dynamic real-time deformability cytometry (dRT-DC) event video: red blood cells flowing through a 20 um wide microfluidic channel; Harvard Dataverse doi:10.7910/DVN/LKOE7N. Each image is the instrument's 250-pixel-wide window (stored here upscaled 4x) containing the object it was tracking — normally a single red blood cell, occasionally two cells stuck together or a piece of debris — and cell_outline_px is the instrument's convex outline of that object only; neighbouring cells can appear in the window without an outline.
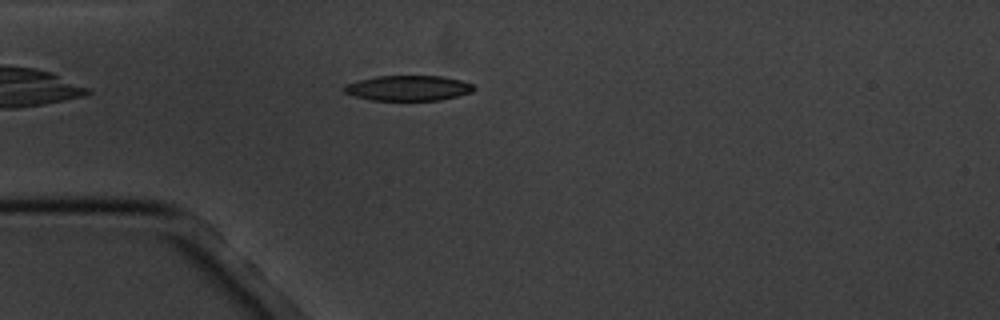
{"species": "common noctule bat (a hibernating species)", "species_latin": "Nyctalus noctula", "temperature_condition": "cold", "stored_images_in_passage": 2, "camera_frame_rate_fps": 3000, "um_per_image_px": 0.085, "animal": {"sex": "male", "body_mass_g": 20.1, "forearm_length_mm": 53.5}, "frame": {"image": 1, "passage_image": 1, "time_ms": 0.0, "image_size_px": [1000, 320], "cell_outline_px": [[476, 88], [472, 92], [440, 100], [368, 100], [352, 96], [344, 92], [340, 88], [344, 84], [376, 76], [444, 76], [460, 80], [472, 84]], "centroid_in_image_um": [34.64, 7.49], "position_along_channel_um": 50.4, "area_um2": 19.25}}